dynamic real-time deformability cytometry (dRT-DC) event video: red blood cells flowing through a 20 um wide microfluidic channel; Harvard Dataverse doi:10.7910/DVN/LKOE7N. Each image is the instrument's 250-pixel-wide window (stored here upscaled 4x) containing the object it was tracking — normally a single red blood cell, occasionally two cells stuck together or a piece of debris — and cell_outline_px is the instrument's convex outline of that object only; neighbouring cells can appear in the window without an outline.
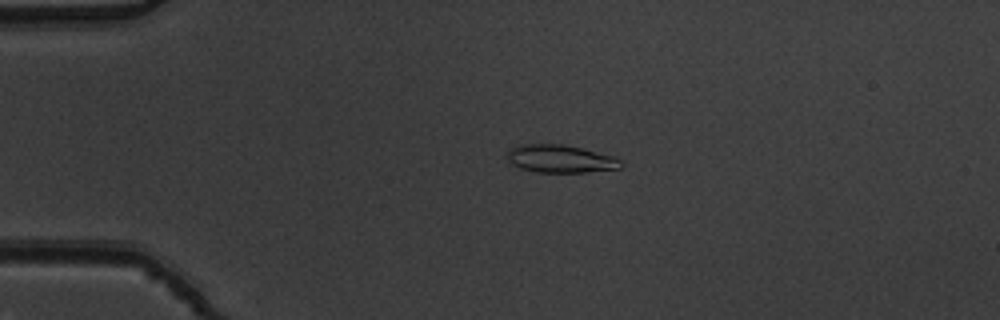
{"species": "common noctule bat (a hibernating species)", "species_latin": "Nyctalus noctula", "temperature_condition": "warm", "stored_images_in_passage": 45, "camera_frame_rate_fps": 3000, "um_per_image_px": 0.085, "animal": {"sex": "male", "body_mass_g": 19.5, "forearm_length_mm": 54.6}, "frame": {"image": 1, "passage_image": 4, "time_ms": 1.0, "image_size_px": [1000, 320], "cell_outline_px": [[624, 164], [620, 168], [584, 172], [536, 172], [520, 168], [512, 164], [508, 160], [508, 148], [524, 144], [564, 144], [612, 156], [620, 160]], "centroid_in_image_um": [47.61, 13.5], "position_along_channel_um": 37.4, "area_um2": 18.26}}
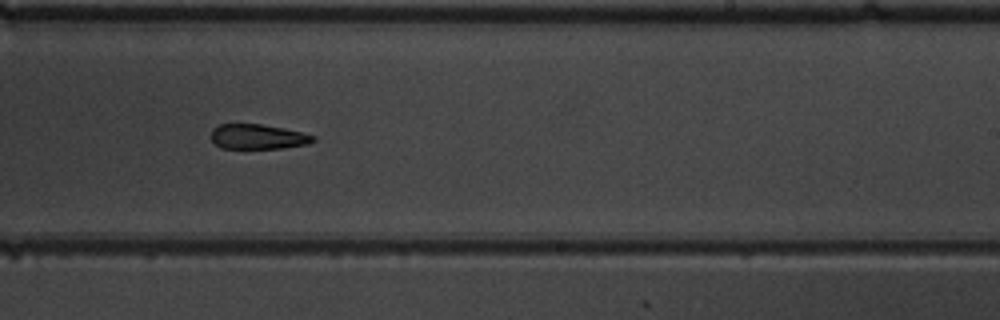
{"frame": {"image": 2, "passage_image": 25, "time_ms": 8.0, "image_size_px": [1000, 320], "cell_outline_px": [[316, 140], [308, 144], [284, 148], [220, 148], [212, 140], [212, 128], [220, 124], [260, 124], [284, 128], [316, 136]], "centroid_in_image_um": [21.94, 11.62], "position_along_channel_um": 267.1, "area_um2": 14.8}}
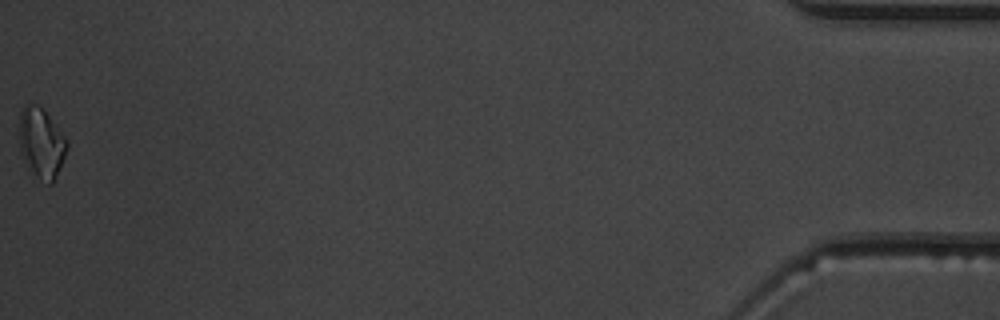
{"frame": {"image": 3, "passage_image": 45, "time_ms": 14.667, "image_size_px": [1000, 320], "cell_outline_px": [[68, 148], [52, 184], [48, 184], [24, 160], [20, 152], [20, 112], [24, 104], [36, 104], [48, 116], [68, 140]], "centroid_in_image_um": [3.52, 12.11], "position_along_channel_um": 431.7, "area_um2": 18.67}, "authors_computed_cell_mechanics": {"area_um2": 17.051, "velocity_mm_per_s": 3.8689, "shape_relaxation_time_tau1_ms": 7.3402, "shape_relaxation_time_tau2_ms": 6.0296, "deformation_change_tau1": 0.1526, "deformation_change_tau2": 0.1492}}